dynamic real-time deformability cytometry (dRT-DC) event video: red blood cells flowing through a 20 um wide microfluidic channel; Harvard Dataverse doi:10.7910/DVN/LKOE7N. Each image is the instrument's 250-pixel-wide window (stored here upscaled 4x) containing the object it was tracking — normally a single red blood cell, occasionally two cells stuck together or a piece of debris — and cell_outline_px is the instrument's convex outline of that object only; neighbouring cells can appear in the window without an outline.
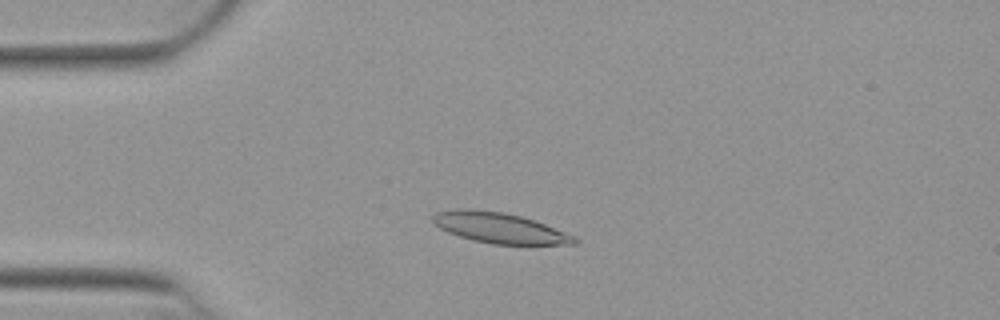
{"species": "Egyptian fruit bat (a non-hibernating species)", "species_latin": "Rousettus aegyptiacus", "temperature_condition": "warm", "stored_images_in_passage": 50, "camera_frame_rate_fps": 3000, "um_per_image_px": 0.085, "animal": {"sex": "female"}, "frame": {"image": 1, "passage_image": 11, "time_ms": 3.333, "image_size_px": [1000, 320], "cell_outline_px": [[580, 240], [576, 244], [492, 244], [460, 236], [448, 232], [440, 228], [432, 220], [432, 216], [436, 212], [460, 208], [468, 208], [504, 212], [536, 220], [576, 236]], "centroid_in_image_um": [42.5, 19.36], "position_along_channel_um": 42.5, "area_um2": 25.14}}
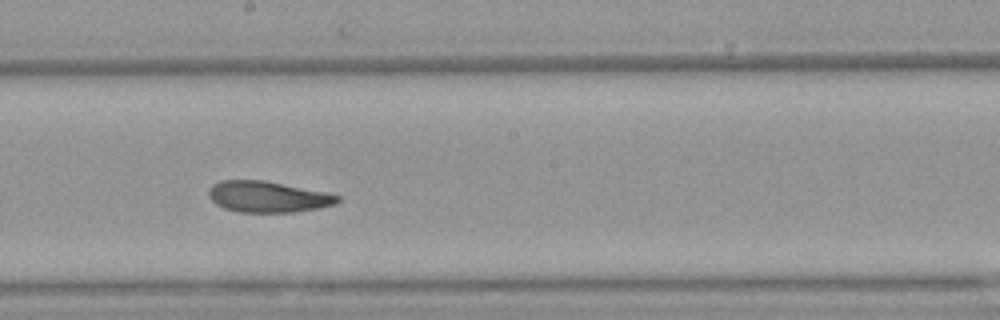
{"frame": {"image": 2, "passage_image": 27, "time_ms": 8.667, "image_size_px": [1000, 320], "cell_outline_px": [[340, 200], [332, 204], [320, 208], [292, 212], [240, 212], [224, 208], [216, 204], [208, 196], [208, 192], [212, 184], [220, 180], [264, 180], [340, 196]], "centroid_in_image_um": [22.69, 16.73], "position_along_channel_um": 225.5, "area_um2": 23.0}}
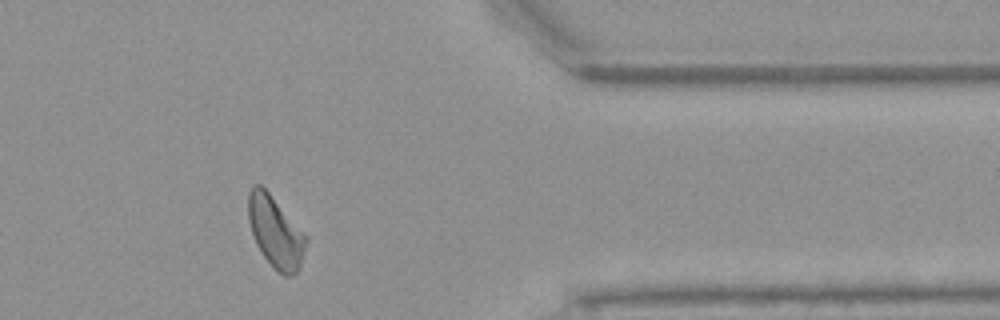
{"frame": {"image": 3, "passage_image": 41, "time_ms": 13.333, "image_size_px": [1000, 320], "cell_outline_px": [[308, 240], [300, 268], [292, 276], [284, 276], [264, 256], [256, 244], [248, 220], [248, 192], [252, 184], [260, 184], [268, 192], [308, 236]], "centroid_in_image_um": [23.43, 19.7], "position_along_channel_um": 388.0, "area_um2": 23.87}, "authors_computed_cell_mechanics": {"area_um2": 24.0159, "velocity_mm_per_s": 3.9, "shape_relaxation_time_tau1_ms": 6.9863, "shape_relaxation_time_tau2_ms": 2.6733, "deformation_change_tau1": 0.2028, "deformation_change_tau2": 0.0831}}